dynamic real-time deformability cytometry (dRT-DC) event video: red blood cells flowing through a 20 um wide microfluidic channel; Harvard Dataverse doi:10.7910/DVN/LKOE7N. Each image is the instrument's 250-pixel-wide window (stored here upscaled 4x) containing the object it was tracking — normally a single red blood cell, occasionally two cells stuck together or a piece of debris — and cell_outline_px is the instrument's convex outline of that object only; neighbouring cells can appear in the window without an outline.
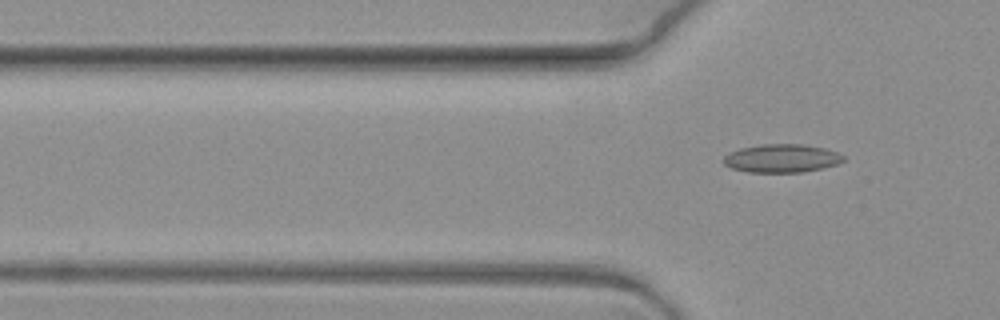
{"species": "common noctule bat (a hibernating species)", "species_latin": "Nyctalus noctula", "temperature_condition": "warm", "stored_images_in_passage": 5, "camera_frame_rate_fps": 3000, "um_per_image_px": 0.085, "animal": {"sex": "female", "body_mass_g": 19.3, "forearm_length_mm": 54.1}, "frame": {"image": 1, "passage_image": 5, "time_ms": 1.333, "image_size_px": [1000, 320], "cell_outline_px": [[844, 160], [836, 164], [820, 168], [800, 172], [748, 172], [732, 168], [724, 164], [724, 156], [728, 152], [740, 148], [760, 144], [804, 144], [824, 148], [836, 152], [844, 156]], "centroid_in_image_um": [66.41, 13.44], "position_along_channel_um": 59.4, "area_um2": 19.65}}